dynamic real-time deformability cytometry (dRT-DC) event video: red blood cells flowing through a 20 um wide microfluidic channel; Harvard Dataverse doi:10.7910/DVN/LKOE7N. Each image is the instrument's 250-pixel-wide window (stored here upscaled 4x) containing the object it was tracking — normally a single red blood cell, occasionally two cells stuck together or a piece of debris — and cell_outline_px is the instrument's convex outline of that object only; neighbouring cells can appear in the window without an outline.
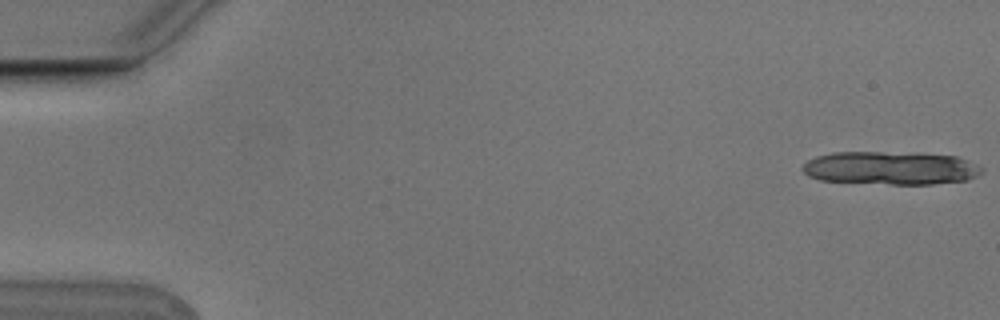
{"species": "Egyptian fruit bat (a non-hibernating species)", "species_latin": "Rousettus aegyptiacus", "temperature_condition": "cold", "stored_images_in_passage": 7, "camera_frame_rate_fps": 3000, "um_per_image_px": 0.085, "animal": {"sex": "male"}, "frame": {"image": 1, "passage_image": 1, "time_ms": 0.0, "image_size_px": [1000, 320], "cell_outline_px": [[984, 172], [968, 180], [932, 184], [892, 184], [820, 180], [808, 176], [800, 168], [808, 160], [816, 156], [832, 152], [880, 152], [956, 156], [968, 160], [984, 168]], "centroid_in_image_um": [75.69, 14.29], "position_along_channel_um": 9.3, "area_um2": 34.56}}